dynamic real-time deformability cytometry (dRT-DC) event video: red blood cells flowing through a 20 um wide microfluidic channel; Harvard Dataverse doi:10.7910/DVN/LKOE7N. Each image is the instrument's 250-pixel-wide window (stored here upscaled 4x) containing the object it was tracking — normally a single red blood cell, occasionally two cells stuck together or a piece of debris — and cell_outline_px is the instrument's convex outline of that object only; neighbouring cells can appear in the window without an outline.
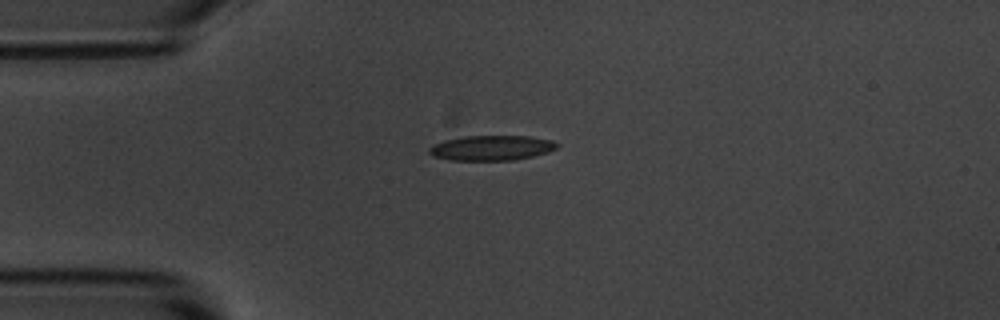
{"species": "common noctule bat (a hibernating species)", "species_latin": "Nyctalus noctula", "temperature_condition": "room temperature", "stored_images_in_passage": 43, "camera_frame_rate_fps": 3000, "um_per_image_px": 0.085, "animal": {"sex": "male", "body_mass_g": 20.1, "forearm_length_mm": 53.5}, "frame": {"image": 1, "passage_image": 1, "time_ms": 0.0, "image_size_px": [1000, 320], "cell_outline_px": [[560, 144], [556, 148], [548, 152], [532, 156], [512, 160], [448, 160], [432, 156], [428, 152], [428, 148], [432, 144], [444, 140], [464, 136], [528, 136], [552, 140]], "centroid_in_image_um": [41.74, 12.57], "position_along_channel_um": 43.3, "area_um2": 18.73}}
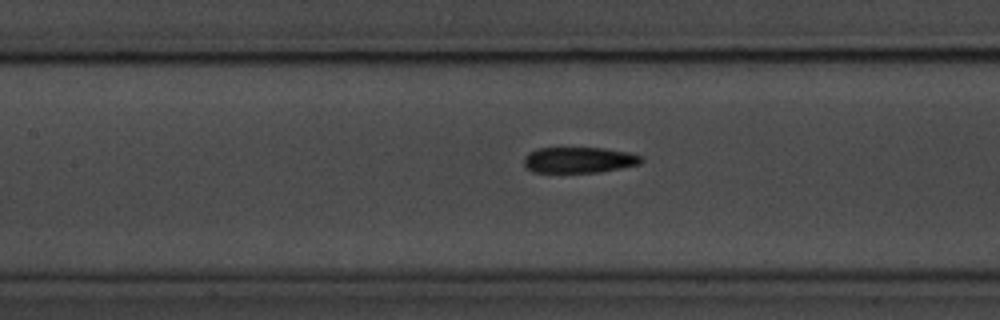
{"frame": {"image": 2, "passage_image": 12, "time_ms": 3.667, "image_size_px": [1000, 320], "cell_outline_px": [[644, 160], [640, 164], [600, 172], [532, 172], [524, 164], [524, 156], [528, 152], [536, 148], [604, 148], [628, 152], [640, 156]], "centroid_in_image_um": [49.2, 13.59], "position_along_channel_um": 158.2, "area_um2": 17.69}}
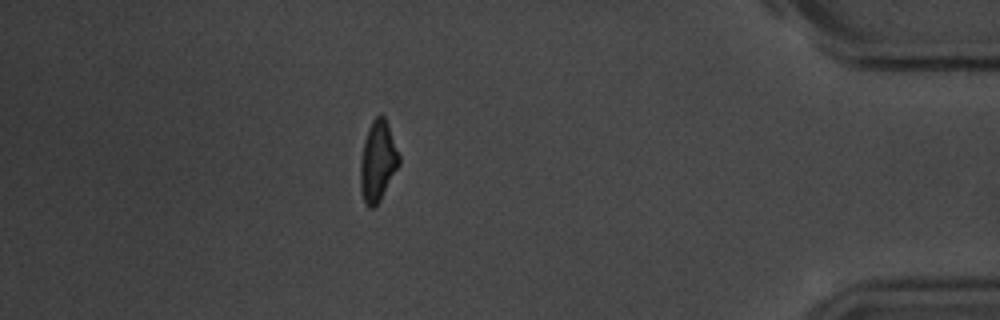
{"frame": {"image": 3, "passage_image": 36, "time_ms": 11.667, "image_size_px": [1000, 320], "cell_outline_px": [[400, 164], [380, 200], [372, 208], [368, 208], [364, 204], [360, 188], [360, 164], [364, 140], [368, 128], [372, 120], [376, 116], [384, 116], [388, 124], [400, 156]], "centroid_in_image_um": [32.1, 13.72], "position_along_channel_um": 403.1, "area_um2": 18.15}, "authors_computed_cell_mechanics": {"area_um2": 18.3226, "velocity_mm_per_s": 3.6162, "shape_relaxation_time_tau1_ms": 4.6136, "shape_relaxation_time_tau2_ms": 5.6902, "deformation_change_tau1": 0.153, "deformation_change_tau2": 0.1476}}